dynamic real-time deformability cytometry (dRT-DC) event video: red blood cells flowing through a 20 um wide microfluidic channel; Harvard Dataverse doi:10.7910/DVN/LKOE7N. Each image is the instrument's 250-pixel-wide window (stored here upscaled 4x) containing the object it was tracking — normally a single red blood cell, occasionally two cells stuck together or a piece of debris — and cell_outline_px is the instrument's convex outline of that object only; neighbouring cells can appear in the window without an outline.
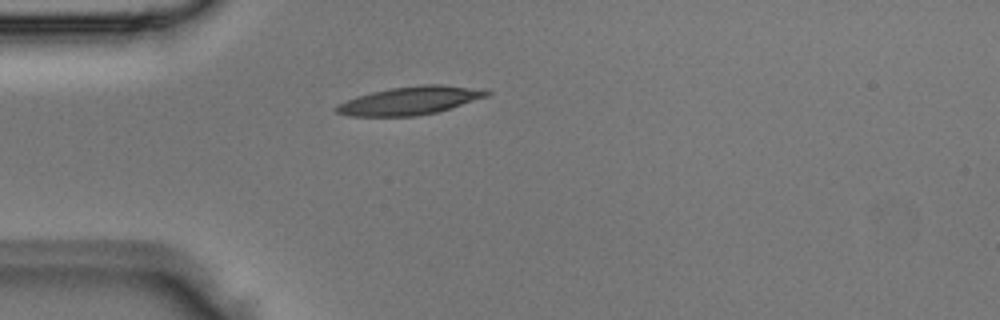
{"species": "Egyptian fruit bat (a non-hibernating species)", "species_latin": "Rousettus aegyptiacus", "temperature_condition": "room temperature", "stored_images_in_passage": 1, "camera_frame_rate_fps": 3000, "um_per_image_px": 0.085, "animal": {"sex": "male"}, "frame": {"image": 1, "passage_image": 1, "time_ms": 0.0, "image_size_px": [1000, 320], "cell_outline_px": [[492, 92], [488, 96], [436, 112], [416, 116], [352, 116], [336, 112], [332, 108], [336, 104], [356, 96], [372, 92], [392, 88], [424, 84], [440, 84], [484, 88]], "centroid_in_image_um": [34.86, 8.54], "position_along_channel_um": 50.1, "area_um2": 24.74}}